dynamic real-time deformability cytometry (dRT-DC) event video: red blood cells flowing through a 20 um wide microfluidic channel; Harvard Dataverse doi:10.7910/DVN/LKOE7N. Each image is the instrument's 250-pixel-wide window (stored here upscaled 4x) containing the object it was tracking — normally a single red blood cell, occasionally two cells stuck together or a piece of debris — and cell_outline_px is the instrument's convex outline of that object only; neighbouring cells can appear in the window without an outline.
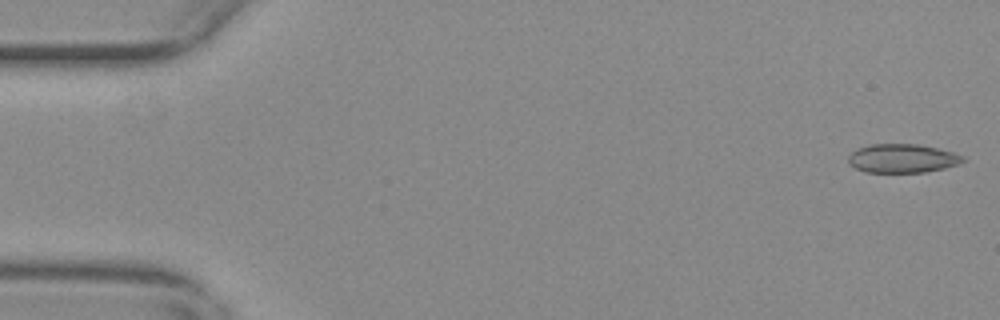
{"species": "common noctule bat (a hibernating species)", "species_latin": "Nyctalus noctula", "temperature_condition": "warm", "stored_images_in_passage": 55, "camera_frame_rate_fps": 3000, "um_per_image_px": 0.085, "animal": {"sex": "female", "body_mass_g": 29.2, "forearm_length_mm": 56.3}, "frame": {"image": 1, "passage_image": 1, "time_ms": 0.0, "image_size_px": [1000, 320], "cell_outline_px": [[968, 160], [960, 164], [944, 168], [924, 172], [864, 172], [848, 164], [848, 156], [852, 152], [860, 148], [872, 144], [920, 144], [952, 152], [964, 156]], "centroid_in_image_um": [76.73, 13.47], "position_along_channel_um": 8.3, "area_um2": 19.25}}
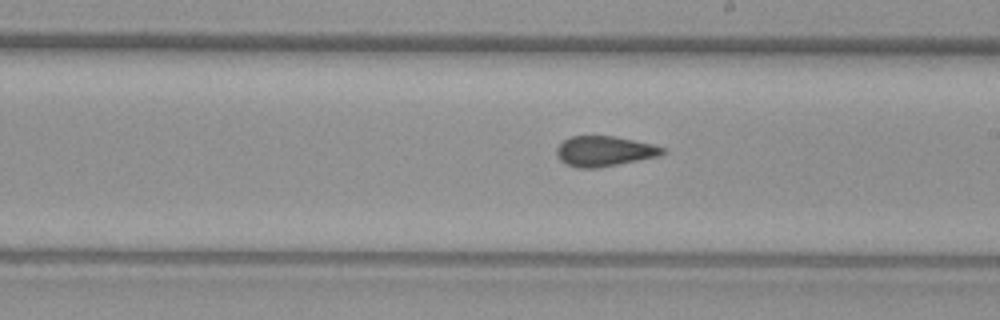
{"frame": {"image": 2, "passage_image": 31, "time_ms": 10.0, "image_size_px": [1000, 320], "cell_outline_px": [[664, 152], [656, 156], [596, 168], [576, 168], [564, 164], [556, 156], [556, 148], [564, 140], [572, 136], [616, 136], [652, 144], [664, 148]], "centroid_in_image_um": [51.29, 12.85], "position_along_channel_um": 237.7, "area_um2": 18.44}}
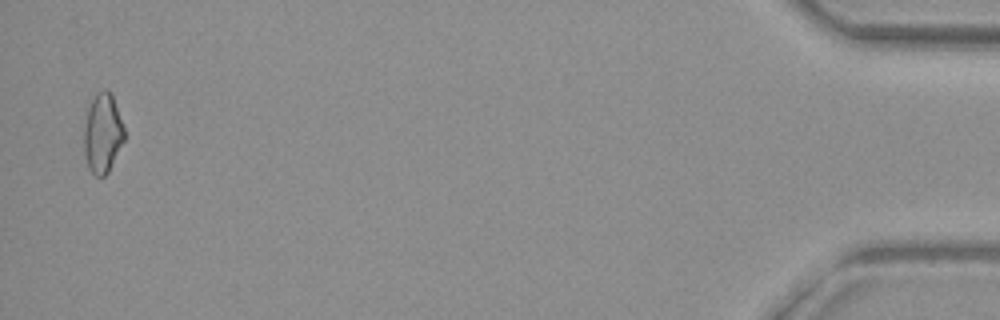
{"frame": {"image": 3, "passage_image": 54, "time_ms": 17.667, "image_size_px": [1000, 320], "cell_outline_px": [[124, 140], [108, 172], [104, 176], [96, 176], [88, 168], [84, 152], [84, 128], [88, 108], [96, 92], [104, 88], [112, 96], [124, 128]], "centroid_in_image_um": [8.71, 11.34], "position_along_channel_um": 426.5, "area_um2": 18.38}, "authors_computed_cell_mechanics": {"area_um2": 19.0162, "velocity_mm_per_s": 3.713, "shape_relaxation_time_tau1_ms": null, "shape_relaxation_time_tau2_ms": 1.5896, "deformation_change_tau1": null, "deformation_change_tau2": 0.0732}}